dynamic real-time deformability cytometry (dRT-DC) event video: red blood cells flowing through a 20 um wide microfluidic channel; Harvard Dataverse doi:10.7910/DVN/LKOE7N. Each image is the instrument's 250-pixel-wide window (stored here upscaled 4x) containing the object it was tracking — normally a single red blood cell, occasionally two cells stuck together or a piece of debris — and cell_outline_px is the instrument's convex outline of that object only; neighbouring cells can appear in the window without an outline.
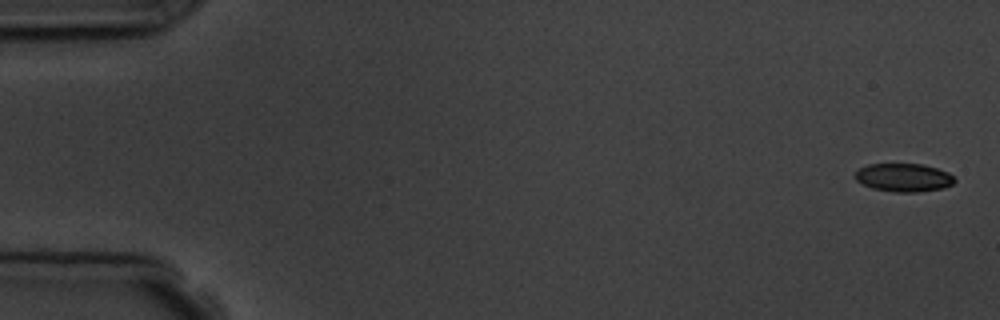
{"species": "common noctule bat (a hibernating species)", "species_latin": "Nyctalus noctula", "temperature_condition": "room temperature", "stored_images_in_passage": 11, "camera_frame_rate_fps": 3000, "um_per_image_px": 0.085, "animal": {"sex": "male", "body_mass_g": 19.5, "forearm_length_mm": 54.6}, "frame": {"image": 1, "passage_image": 1, "time_ms": 0.0, "image_size_px": [1000, 320], "cell_outline_px": [[956, 180], [952, 184], [944, 188], [916, 192], [896, 192], [872, 188], [856, 180], [856, 172], [860, 168], [868, 164], [920, 164], [936, 168], [948, 172]], "centroid_in_image_um": [76.83, 15.09], "position_along_channel_um": 8.2, "area_um2": 16.18}}